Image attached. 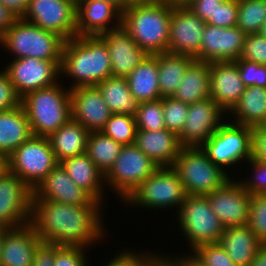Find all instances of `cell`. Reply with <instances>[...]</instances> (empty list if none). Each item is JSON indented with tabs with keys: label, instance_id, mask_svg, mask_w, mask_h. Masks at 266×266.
I'll use <instances>...</instances> for the list:
<instances>
[{
	"label": "cell",
	"instance_id": "cell-1",
	"mask_svg": "<svg viewBox=\"0 0 266 266\" xmlns=\"http://www.w3.org/2000/svg\"><path fill=\"white\" fill-rule=\"evenodd\" d=\"M104 207L97 200L81 206L32 200L30 224L42 242L91 249L108 235Z\"/></svg>",
	"mask_w": 266,
	"mask_h": 266
},
{
	"label": "cell",
	"instance_id": "cell-2",
	"mask_svg": "<svg viewBox=\"0 0 266 266\" xmlns=\"http://www.w3.org/2000/svg\"><path fill=\"white\" fill-rule=\"evenodd\" d=\"M60 71L61 79L66 76L71 83L67 86L70 90L96 86L111 77V60L105 41L97 35L76 36L65 41Z\"/></svg>",
	"mask_w": 266,
	"mask_h": 266
},
{
	"label": "cell",
	"instance_id": "cell-3",
	"mask_svg": "<svg viewBox=\"0 0 266 266\" xmlns=\"http://www.w3.org/2000/svg\"><path fill=\"white\" fill-rule=\"evenodd\" d=\"M172 8L169 3L129 5L121 26L148 55L167 52Z\"/></svg>",
	"mask_w": 266,
	"mask_h": 266
},
{
	"label": "cell",
	"instance_id": "cell-4",
	"mask_svg": "<svg viewBox=\"0 0 266 266\" xmlns=\"http://www.w3.org/2000/svg\"><path fill=\"white\" fill-rule=\"evenodd\" d=\"M62 82L61 79L21 99L34 136L49 137L72 118L70 89Z\"/></svg>",
	"mask_w": 266,
	"mask_h": 266
},
{
	"label": "cell",
	"instance_id": "cell-5",
	"mask_svg": "<svg viewBox=\"0 0 266 266\" xmlns=\"http://www.w3.org/2000/svg\"><path fill=\"white\" fill-rule=\"evenodd\" d=\"M65 40L33 23L18 18L0 37V46L12 59L26 57L61 62ZM13 56V57H12Z\"/></svg>",
	"mask_w": 266,
	"mask_h": 266
},
{
	"label": "cell",
	"instance_id": "cell-6",
	"mask_svg": "<svg viewBox=\"0 0 266 266\" xmlns=\"http://www.w3.org/2000/svg\"><path fill=\"white\" fill-rule=\"evenodd\" d=\"M186 195L175 169L172 166H162L142 182L123 203L127 208L131 206L149 209L148 211L153 209L156 213L157 209H175L177 213Z\"/></svg>",
	"mask_w": 266,
	"mask_h": 266
},
{
	"label": "cell",
	"instance_id": "cell-7",
	"mask_svg": "<svg viewBox=\"0 0 266 266\" xmlns=\"http://www.w3.org/2000/svg\"><path fill=\"white\" fill-rule=\"evenodd\" d=\"M172 167L187 195L205 196L233 178L213 163L201 147H182Z\"/></svg>",
	"mask_w": 266,
	"mask_h": 266
},
{
	"label": "cell",
	"instance_id": "cell-8",
	"mask_svg": "<svg viewBox=\"0 0 266 266\" xmlns=\"http://www.w3.org/2000/svg\"><path fill=\"white\" fill-rule=\"evenodd\" d=\"M175 217L181 237L187 239L188 252L202 244L218 243L225 228L206 196L186 195Z\"/></svg>",
	"mask_w": 266,
	"mask_h": 266
},
{
	"label": "cell",
	"instance_id": "cell-9",
	"mask_svg": "<svg viewBox=\"0 0 266 266\" xmlns=\"http://www.w3.org/2000/svg\"><path fill=\"white\" fill-rule=\"evenodd\" d=\"M251 129L250 126L226 120L201 146V149L213 163L233 176L231 174L239 164L243 166L251 159ZM230 171L232 172L229 173Z\"/></svg>",
	"mask_w": 266,
	"mask_h": 266
},
{
	"label": "cell",
	"instance_id": "cell-10",
	"mask_svg": "<svg viewBox=\"0 0 266 266\" xmlns=\"http://www.w3.org/2000/svg\"><path fill=\"white\" fill-rule=\"evenodd\" d=\"M58 164L49 138L34 135L6 159V168L32 191Z\"/></svg>",
	"mask_w": 266,
	"mask_h": 266
},
{
	"label": "cell",
	"instance_id": "cell-11",
	"mask_svg": "<svg viewBox=\"0 0 266 266\" xmlns=\"http://www.w3.org/2000/svg\"><path fill=\"white\" fill-rule=\"evenodd\" d=\"M158 166L137 146L125 145L112 168L105 175L106 188L123 203Z\"/></svg>",
	"mask_w": 266,
	"mask_h": 266
},
{
	"label": "cell",
	"instance_id": "cell-12",
	"mask_svg": "<svg viewBox=\"0 0 266 266\" xmlns=\"http://www.w3.org/2000/svg\"><path fill=\"white\" fill-rule=\"evenodd\" d=\"M76 12L71 0H30L22 18L67 41L77 36Z\"/></svg>",
	"mask_w": 266,
	"mask_h": 266
},
{
	"label": "cell",
	"instance_id": "cell-13",
	"mask_svg": "<svg viewBox=\"0 0 266 266\" xmlns=\"http://www.w3.org/2000/svg\"><path fill=\"white\" fill-rule=\"evenodd\" d=\"M60 66L61 62L26 57L7 61L4 69L22 99L30 92L58 83Z\"/></svg>",
	"mask_w": 266,
	"mask_h": 266
},
{
	"label": "cell",
	"instance_id": "cell-14",
	"mask_svg": "<svg viewBox=\"0 0 266 266\" xmlns=\"http://www.w3.org/2000/svg\"><path fill=\"white\" fill-rule=\"evenodd\" d=\"M33 191L6 167L0 172V225L17 228L30 223Z\"/></svg>",
	"mask_w": 266,
	"mask_h": 266
},
{
	"label": "cell",
	"instance_id": "cell-15",
	"mask_svg": "<svg viewBox=\"0 0 266 266\" xmlns=\"http://www.w3.org/2000/svg\"><path fill=\"white\" fill-rule=\"evenodd\" d=\"M227 113L211 98L188 104L183 130L178 135L182 147H201L227 120Z\"/></svg>",
	"mask_w": 266,
	"mask_h": 266
},
{
	"label": "cell",
	"instance_id": "cell-16",
	"mask_svg": "<svg viewBox=\"0 0 266 266\" xmlns=\"http://www.w3.org/2000/svg\"><path fill=\"white\" fill-rule=\"evenodd\" d=\"M206 22L187 7L171 9L169 53L187 55L200 61V45Z\"/></svg>",
	"mask_w": 266,
	"mask_h": 266
},
{
	"label": "cell",
	"instance_id": "cell-17",
	"mask_svg": "<svg viewBox=\"0 0 266 266\" xmlns=\"http://www.w3.org/2000/svg\"><path fill=\"white\" fill-rule=\"evenodd\" d=\"M205 196L225 228L248 224L251 195L236 178L233 177L223 187Z\"/></svg>",
	"mask_w": 266,
	"mask_h": 266
},
{
	"label": "cell",
	"instance_id": "cell-18",
	"mask_svg": "<svg viewBox=\"0 0 266 266\" xmlns=\"http://www.w3.org/2000/svg\"><path fill=\"white\" fill-rule=\"evenodd\" d=\"M71 117L89 132L101 131L113 114L97 86L70 90Z\"/></svg>",
	"mask_w": 266,
	"mask_h": 266
},
{
	"label": "cell",
	"instance_id": "cell-19",
	"mask_svg": "<svg viewBox=\"0 0 266 266\" xmlns=\"http://www.w3.org/2000/svg\"><path fill=\"white\" fill-rule=\"evenodd\" d=\"M246 35L237 26L221 28L206 23L200 45V61H236Z\"/></svg>",
	"mask_w": 266,
	"mask_h": 266
},
{
	"label": "cell",
	"instance_id": "cell-20",
	"mask_svg": "<svg viewBox=\"0 0 266 266\" xmlns=\"http://www.w3.org/2000/svg\"><path fill=\"white\" fill-rule=\"evenodd\" d=\"M122 12L103 0H81L77 4V36H99L121 26Z\"/></svg>",
	"mask_w": 266,
	"mask_h": 266
},
{
	"label": "cell",
	"instance_id": "cell-21",
	"mask_svg": "<svg viewBox=\"0 0 266 266\" xmlns=\"http://www.w3.org/2000/svg\"><path fill=\"white\" fill-rule=\"evenodd\" d=\"M32 200L54 201L68 205H89L94 199L77 186L58 164L33 190Z\"/></svg>",
	"mask_w": 266,
	"mask_h": 266
},
{
	"label": "cell",
	"instance_id": "cell-22",
	"mask_svg": "<svg viewBox=\"0 0 266 266\" xmlns=\"http://www.w3.org/2000/svg\"><path fill=\"white\" fill-rule=\"evenodd\" d=\"M99 36L106 43L112 76L126 78L148 55L122 26Z\"/></svg>",
	"mask_w": 266,
	"mask_h": 266
},
{
	"label": "cell",
	"instance_id": "cell-23",
	"mask_svg": "<svg viewBox=\"0 0 266 266\" xmlns=\"http://www.w3.org/2000/svg\"><path fill=\"white\" fill-rule=\"evenodd\" d=\"M244 89L235 61L210 63V98L226 113L239 101Z\"/></svg>",
	"mask_w": 266,
	"mask_h": 266
},
{
	"label": "cell",
	"instance_id": "cell-24",
	"mask_svg": "<svg viewBox=\"0 0 266 266\" xmlns=\"http://www.w3.org/2000/svg\"><path fill=\"white\" fill-rule=\"evenodd\" d=\"M41 242L30 223L17 228H6L0 266H32L35 250Z\"/></svg>",
	"mask_w": 266,
	"mask_h": 266
},
{
	"label": "cell",
	"instance_id": "cell-25",
	"mask_svg": "<svg viewBox=\"0 0 266 266\" xmlns=\"http://www.w3.org/2000/svg\"><path fill=\"white\" fill-rule=\"evenodd\" d=\"M134 145L158 167L173 166L182 148L178 135L167 129L159 131L137 130Z\"/></svg>",
	"mask_w": 266,
	"mask_h": 266
},
{
	"label": "cell",
	"instance_id": "cell-26",
	"mask_svg": "<svg viewBox=\"0 0 266 266\" xmlns=\"http://www.w3.org/2000/svg\"><path fill=\"white\" fill-rule=\"evenodd\" d=\"M59 164L77 186L105 206V200L108 199L105 196L107 191L105 175L96 167L86 153L64 159Z\"/></svg>",
	"mask_w": 266,
	"mask_h": 266
},
{
	"label": "cell",
	"instance_id": "cell-27",
	"mask_svg": "<svg viewBox=\"0 0 266 266\" xmlns=\"http://www.w3.org/2000/svg\"><path fill=\"white\" fill-rule=\"evenodd\" d=\"M236 266H249L264 243L245 225L224 228L218 241Z\"/></svg>",
	"mask_w": 266,
	"mask_h": 266
},
{
	"label": "cell",
	"instance_id": "cell-28",
	"mask_svg": "<svg viewBox=\"0 0 266 266\" xmlns=\"http://www.w3.org/2000/svg\"><path fill=\"white\" fill-rule=\"evenodd\" d=\"M32 136L30 122L22 104L8 111H0V154L5 160Z\"/></svg>",
	"mask_w": 266,
	"mask_h": 266
},
{
	"label": "cell",
	"instance_id": "cell-29",
	"mask_svg": "<svg viewBox=\"0 0 266 266\" xmlns=\"http://www.w3.org/2000/svg\"><path fill=\"white\" fill-rule=\"evenodd\" d=\"M227 116V120L232 123L259 127L266 120V88L245 87L239 101Z\"/></svg>",
	"mask_w": 266,
	"mask_h": 266
},
{
	"label": "cell",
	"instance_id": "cell-30",
	"mask_svg": "<svg viewBox=\"0 0 266 266\" xmlns=\"http://www.w3.org/2000/svg\"><path fill=\"white\" fill-rule=\"evenodd\" d=\"M172 97L186 104L210 98V63L195 59Z\"/></svg>",
	"mask_w": 266,
	"mask_h": 266
},
{
	"label": "cell",
	"instance_id": "cell-31",
	"mask_svg": "<svg viewBox=\"0 0 266 266\" xmlns=\"http://www.w3.org/2000/svg\"><path fill=\"white\" fill-rule=\"evenodd\" d=\"M89 131L72 118L48 138L57 161L86 153Z\"/></svg>",
	"mask_w": 266,
	"mask_h": 266
},
{
	"label": "cell",
	"instance_id": "cell-32",
	"mask_svg": "<svg viewBox=\"0 0 266 266\" xmlns=\"http://www.w3.org/2000/svg\"><path fill=\"white\" fill-rule=\"evenodd\" d=\"M130 92L140 103L161 99L157 54L147 57L126 77Z\"/></svg>",
	"mask_w": 266,
	"mask_h": 266
},
{
	"label": "cell",
	"instance_id": "cell-33",
	"mask_svg": "<svg viewBox=\"0 0 266 266\" xmlns=\"http://www.w3.org/2000/svg\"><path fill=\"white\" fill-rule=\"evenodd\" d=\"M195 58L163 52L157 54L158 83L161 97L172 96Z\"/></svg>",
	"mask_w": 266,
	"mask_h": 266
},
{
	"label": "cell",
	"instance_id": "cell-34",
	"mask_svg": "<svg viewBox=\"0 0 266 266\" xmlns=\"http://www.w3.org/2000/svg\"><path fill=\"white\" fill-rule=\"evenodd\" d=\"M96 86L113 114H136L139 102L131 94L127 78L111 76Z\"/></svg>",
	"mask_w": 266,
	"mask_h": 266
},
{
	"label": "cell",
	"instance_id": "cell-35",
	"mask_svg": "<svg viewBox=\"0 0 266 266\" xmlns=\"http://www.w3.org/2000/svg\"><path fill=\"white\" fill-rule=\"evenodd\" d=\"M122 148L123 145L101 131L88 134L86 154L104 175L112 168Z\"/></svg>",
	"mask_w": 266,
	"mask_h": 266
},
{
	"label": "cell",
	"instance_id": "cell-36",
	"mask_svg": "<svg viewBox=\"0 0 266 266\" xmlns=\"http://www.w3.org/2000/svg\"><path fill=\"white\" fill-rule=\"evenodd\" d=\"M184 253L175 256L183 258L189 266H236L219 243L202 244L190 253Z\"/></svg>",
	"mask_w": 266,
	"mask_h": 266
},
{
	"label": "cell",
	"instance_id": "cell-37",
	"mask_svg": "<svg viewBox=\"0 0 266 266\" xmlns=\"http://www.w3.org/2000/svg\"><path fill=\"white\" fill-rule=\"evenodd\" d=\"M236 26L245 34L258 33L266 19V0L238 1Z\"/></svg>",
	"mask_w": 266,
	"mask_h": 266
},
{
	"label": "cell",
	"instance_id": "cell-38",
	"mask_svg": "<svg viewBox=\"0 0 266 266\" xmlns=\"http://www.w3.org/2000/svg\"><path fill=\"white\" fill-rule=\"evenodd\" d=\"M101 132L121 145H132L135 142L137 126L134 116L129 114H112Z\"/></svg>",
	"mask_w": 266,
	"mask_h": 266
},
{
	"label": "cell",
	"instance_id": "cell-39",
	"mask_svg": "<svg viewBox=\"0 0 266 266\" xmlns=\"http://www.w3.org/2000/svg\"><path fill=\"white\" fill-rule=\"evenodd\" d=\"M162 100L144 101L138 104L134 115L137 130L159 131L166 129L163 118Z\"/></svg>",
	"mask_w": 266,
	"mask_h": 266
},
{
	"label": "cell",
	"instance_id": "cell-40",
	"mask_svg": "<svg viewBox=\"0 0 266 266\" xmlns=\"http://www.w3.org/2000/svg\"><path fill=\"white\" fill-rule=\"evenodd\" d=\"M161 100L166 129L179 135L187 119L188 104L172 96L162 97Z\"/></svg>",
	"mask_w": 266,
	"mask_h": 266
},
{
	"label": "cell",
	"instance_id": "cell-41",
	"mask_svg": "<svg viewBox=\"0 0 266 266\" xmlns=\"http://www.w3.org/2000/svg\"><path fill=\"white\" fill-rule=\"evenodd\" d=\"M247 226L266 244V194L251 195Z\"/></svg>",
	"mask_w": 266,
	"mask_h": 266
},
{
	"label": "cell",
	"instance_id": "cell-42",
	"mask_svg": "<svg viewBox=\"0 0 266 266\" xmlns=\"http://www.w3.org/2000/svg\"><path fill=\"white\" fill-rule=\"evenodd\" d=\"M243 167L250 170L249 174L245 173L246 176L236 180L250 195L266 194V164L249 159Z\"/></svg>",
	"mask_w": 266,
	"mask_h": 266
},
{
	"label": "cell",
	"instance_id": "cell-43",
	"mask_svg": "<svg viewBox=\"0 0 266 266\" xmlns=\"http://www.w3.org/2000/svg\"><path fill=\"white\" fill-rule=\"evenodd\" d=\"M88 248L55 244L54 266H90Z\"/></svg>",
	"mask_w": 266,
	"mask_h": 266
},
{
	"label": "cell",
	"instance_id": "cell-44",
	"mask_svg": "<svg viewBox=\"0 0 266 266\" xmlns=\"http://www.w3.org/2000/svg\"><path fill=\"white\" fill-rule=\"evenodd\" d=\"M240 78L245 87L256 86L266 88V65L237 59Z\"/></svg>",
	"mask_w": 266,
	"mask_h": 266
},
{
	"label": "cell",
	"instance_id": "cell-45",
	"mask_svg": "<svg viewBox=\"0 0 266 266\" xmlns=\"http://www.w3.org/2000/svg\"><path fill=\"white\" fill-rule=\"evenodd\" d=\"M239 59L266 65V38L259 33L247 34Z\"/></svg>",
	"mask_w": 266,
	"mask_h": 266
},
{
	"label": "cell",
	"instance_id": "cell-46",
	"mask_svg": "<svg viewBox=\"0 0 266 266\" xmlns=\"http://www.w3.org/2000/svg\"><path fill=\"white\" fill-rule=\"evenodd\" d=\"M238 1L224 0L215 11V19H209L206 23L221 28L236 26L238 19Z\"/></svg>",
	"mask_w": 266,
	"mask_h": 266
},
{
	"label": "cell",
	"instance_id": "cell-47",
	"mask_svg": "<svg viewBox=\"0 0 266 266\" xmlns=\"http://www.w3.org/2000/svg\"><path fill=\"white\" fill-rule=\"evenodd\" d=\"M115 255L111 259H108L106 264L103 263L102 266H140L152 253L151 251H146L145 248L138 251L131 250L128 248L119 249ZM142 251V252H141ZM110 260V261H109Z\"/></svg>",
	"mask_w": 266,
	"mask_h": 266
},
{
	"label": "cell",
	"instance_id": "cell-48",
	"mask_svg": "<svg viewBox=\"0 0 266 266\" xmlns=\"http://www.w3.org/2000/svg\"><path fill=\"white\" fill-rule=\"evenodd\" d=\"M21 105L13 83L5 69L0 70V111H8Z\"/></svg>",
	"mask_w": 266,
	"mask_h": 266
},
{
	"label": "cell",
	"instance_id": "cell-49",
	"mask_svg": "<svg viewBox=\"0 0 266 266\" xmlns=\"http://www.w3.org/2000/svg\"><path fill=\"white\" fill-rule=\"evenodd\" d=\"M251 159L266 164V133L259 127L251 129Z\"/></svg>",
	"mask_w": 266,
	"mask_h": 266
},
{
	"label": "cell",
	"instance_id": "cell-50",
	"mask_svg": "<svg viewBox=\"0 0 266 266\" xmlns=\"http://www.w3.org/2000/svg\"><path fill=\"white\" fill-rule=\"evenodd\" d=\"M224 0H194L187 8L195 13L202 21L215 19V11Z\"/></svg>",
	"mask_w": 266,
	"mask_h": 266
},
{
	"label": "cell",
	"instance_id": "cell-51",
	"mask_svg": "<svg viewBox=\"0 0 266 266\" xmlns=\"http://www.w3.org/2000/svg\"><path fill=\"white\" fill-rule=\"evenodd\" d=\"M55 244L41 242L34 253L32 266H54Z\"/></svg>",
	"mask_w": 266,
	"mask_h": 266
},
{
	"label": "cell",
	"instance_id": "cell-52",
	"mask_svg": "<svg viewBox=\"0 0 266 266\" xmlns=\"http://www.w3.org/2000/svg\"><path fill=\"white\" fill-rule=\"evenodd\" d=\"M155 252L156 251H153V253L140 266H182L185 263L183 258L177 257L173 254L167 255L165 252Z\"/></svg>",
	"mask_w": 266,
	"mask_h": 266
},
{
	"label": "cell",
	"instance_id": "cell-53",
	"mask_svg": "<svg viewBox=\"0 0 266 266\" xmlns=\"http://www.w3.org/2000/svg\"><path fill=\"white\" fill-rule=\"evenodd\" d=\"M17 19L18 16L15 13L0 3V37L10 29Z\"/></svg>",
	"mask_w": 266,
	"mask_h": 266
},
{
	"label": "cell",
	"instance_id": "cell-54",
	"mask_svg": "<svg viewBox=\"0 0 266 266\" xmlns=\"http://www.w3.org/2000/svg\"><path fill=\"white\" fill-rule=\"evenodd\" d=\"M0 3L8 7L18 18H22L27 12L30 0H0Z\"/></svg>",
	"mask_w": 266,
	"mask_h": 266
},
{
	"label": "cell",
	"instance_id": "cell-55",
	"mask_svg": "<svg viewBox=\"0 0 266 266\" xmlns=\"http://www.w3.org/2000/svg\"><path fill=\"white\" fill-rule=\"evenodd\" d=\"M249 266H266V244L257 252Z\"/></svg>",
	"mask_w": 266,
	"mask_h": 266
},
{
	"label": "cell",
	"instance_id": "cell-56",
	"mask_svg": "<svg viewBox=\"0 0 266 266\" xmlns=\"http://www.w3.org/2000/svg\"><path fill=\"white\" fill-rule=\"evenodd\" d=\"M128 5L167 3V0H127Z\"/></svg>",
	"mask_w": 266,
	"mask_h": 266
},
{
	"label": "cell",
	"instance_id": "cell-57",
	"mask_svg": "<svg viewBox=\"0 0 266 266\" xmlns=\"http://www.w3.org/2000/svg\"><path fill=\"white\" fill-rule=\"evenodd\" d=\"M103 1L110 2L111 4L116 6L122 13L129 6L127 0H103Z\"/></svg>",
	"mask_w": 266,
	"mask_h": 266
},
{
	"label": "cell",
	"instance_id": "cell-58",
	"mask_svg": "<svg viewBox=\"0 0 266 266\" xmlns=\"http://www.w3.org/2000/svg\"><path fill=\"white\" fill-rule=\"evenodd\" d=\"M194 0H167L172 7H187Z\"/></svg>",
	"mask_w": 266,
	"mask_h": 266
},
{
	"label": "cell",
	"instance_id": "cell-59",
	"mask_svg": "<svg viewBox=\"0 0 266 266\" xmlns=\"http://www.w3.org/2000/svg\"><path fill=\"white\" fill-rule=\"evenodd\" d=\"M6 228H7V227H5V226H1V225H0V256H1L2 241H3V237H4V230H5Z\"/></svg>",
	"mask_w": 266,
	"mask_h": 266
},
{
	"label": "cell",
	"instance_id": "cell-60",
	"mask_svg": "<svg viewBox=\"0 0 266 266\" xmlns=\"http://www.w3.org/2000/svg\"><path fill=\"white\" fill-rule=\"evenodd\" d=\"M261 36H263L264 38H266V19L264 21V23L262 24L259 32H258Z\"/></svg>",
	"mask_w": 266,
	"mask_h": 266
},
{
	"label": "cell",
	"instance_id": "cell-61",
	"mask_svg": "<svg viewBox=\"0 0 266 266\" xmlns=\"http://www.w3.org/2000/svg\"><path fill=\"white\" fill-rule=\"evenodd\" d=\"M6 167V160L0 154V172Z\"/></svg>",
	"mask_w": 266,
	"mask_h": 266
},
{
	"label": "cell",
	"instance_id": "cell-62",
	"mask_svg": "<svg viewBox=\"0 0 266 266\" xmlns=\"http://www.w3.org/2000/svg\"><path fill=\"white\" fill-rule=\"evenodd\" d=\"M259 128L266 133V120L259 126Z\"/></svg>",
	"mask_w": 266,
	"mask_h": 266
},
{
	"label": "cell",
	"instance_id": "cell-63",
	"mask_svg": "<svg viewBox=\"0 0 266 266\" xmlns=\"http://www.w3.org/2000/svg\"><path fill=\"white\" fill-rule=\"evenodd\" d=\"M71 1H73L77 5L81 0H71Z\"/></svg>",
	"mask_w": 266,
	"mask_h": 266
},
{
	"label": "cell",
	"instance_id": "cell-64",
	"mask_svg": "<svg viewBox=\"0 0 266 266\" xmlns=\"http://www.w3.org/2000/svg\"><path fill=\"white\" fill-rule=\"evenodd\" d=\"M182 266H189L186 262Z\"/></svg>",
	"mask_w": 266,
	"mask_h": 266
}]
</instances>
